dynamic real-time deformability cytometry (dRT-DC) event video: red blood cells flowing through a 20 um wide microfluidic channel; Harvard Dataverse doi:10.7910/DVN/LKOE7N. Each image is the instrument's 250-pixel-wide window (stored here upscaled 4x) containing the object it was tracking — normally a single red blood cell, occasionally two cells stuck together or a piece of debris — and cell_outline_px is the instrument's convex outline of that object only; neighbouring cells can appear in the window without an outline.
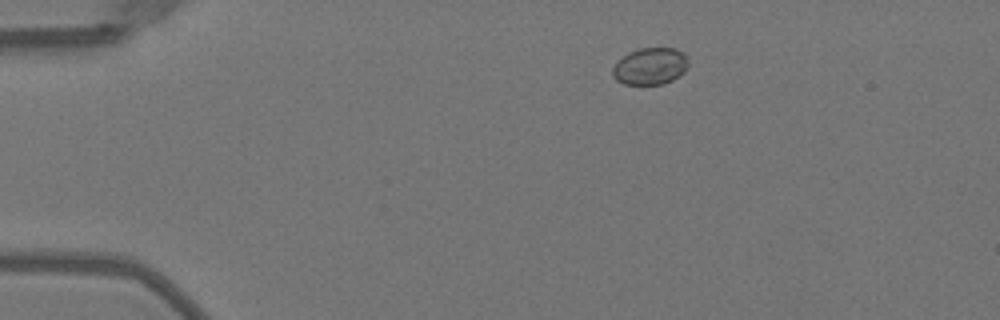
{"species": "Egyptian fruit bat (a non-hibernating species)", "species_latin": "Rousettus aegyptiacus", "temperature_condition": "warm", "stored_images_in_passage": 43, "camera_frame_rate_fps": 3000, "um_per_image_px": 0.085, "animal": {"sex": "female"}, "frame": {"image": 1, "passage_image": 1, "time_ms": 0.0, "image_size_px": [1000, 320], "cell_outline_px": [[688, 64], [684, 72], [680, 76], [664, 84], [624, 84], [616, 80], [612, 76], [612, 68], [616, 60], [628, 52], [640, 48], [676, 48], [684, 52], [688, 60]], "centroid_in_image_um": [55.25, 5.62], "position_along_channel_um": 29.7, "area_um2": 16.59}}
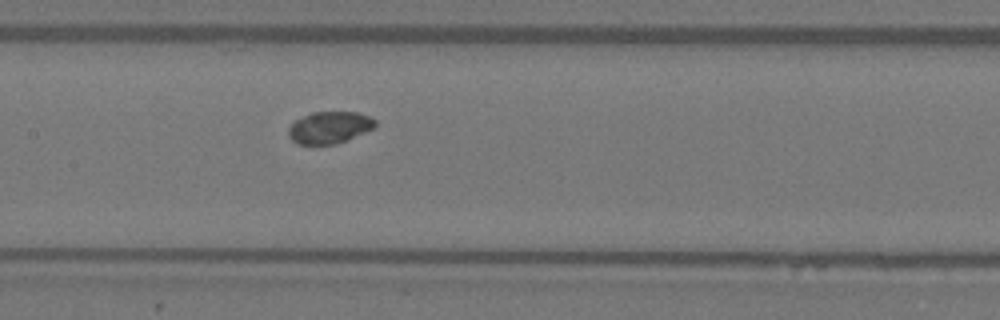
{"frame": {"image": 2, "passage_image": 17, "time_ms": 5.333, "image_size_px": [1000, 320], "cell_outline_px": [[376, 124], [372, 128], [348, 140], [336, 144], [296, 144], [288, 136], [288, 128], [296, 120], [312, 112], [360, 112], [376, 120]], "centroid_in_image_um": [27.99, 10.84], "position_along_channel_um": 179.4, "area_um2": 16.07}}
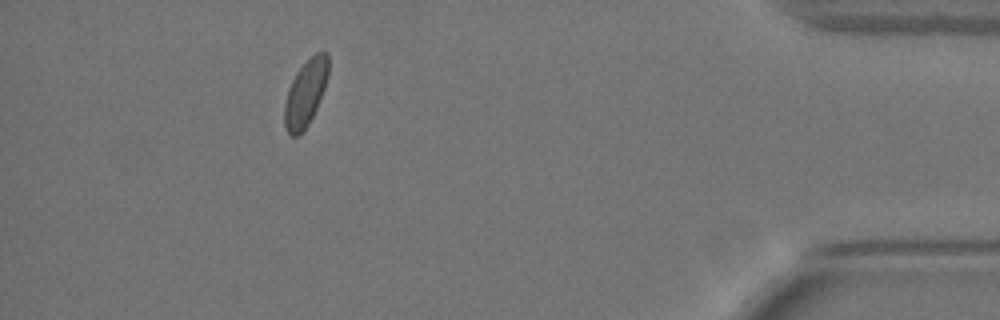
{"frame": {"image": 3, "passage_image": 38, "time_ms": 12.333, "image_size_px": [1000, 320], "cell_outline_px": [[328, 76], [324, 88], [316, 108], [304, 132], [296, 136], [292, 136], [288, 132], [284, 124], [284, 104], [288, 88], [296, 72], [316, 52], [328, 52]], "centroid_in_image_um": [25.96, 7.93], "position_along_channel_um": 409.2, "area_um2": 16.82}, "authors_computed_cell_mechanics": {"area_um2": 16.8198, "velocity_mm_per_s": 4.0098, "shape_relaxation_time_tau1_ms": null, "shape_relaxation_time_tau2_ms": 10.4296, "deformation_change_tau1": null, "deformation_change_tau2": 0.1006}}